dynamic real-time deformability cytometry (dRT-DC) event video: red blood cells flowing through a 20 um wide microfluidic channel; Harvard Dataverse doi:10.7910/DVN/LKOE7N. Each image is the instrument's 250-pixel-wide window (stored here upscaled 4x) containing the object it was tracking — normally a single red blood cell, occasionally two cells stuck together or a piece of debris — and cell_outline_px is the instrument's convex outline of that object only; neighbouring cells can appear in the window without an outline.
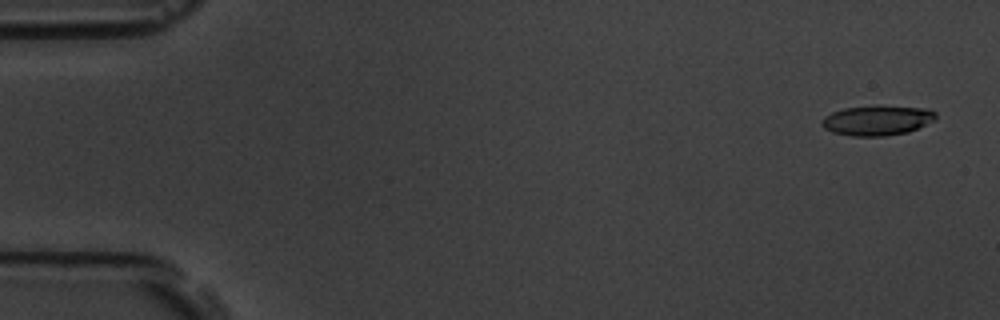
{"species": "common noctule bat (a hibernating species)", "species_latin": "Nyctalus noctula", "temperature_condition": "room temperature", "stored_images_in_passage": 56, "camera_frame_rate_fps": 3000, "um_per_image_px": 0.085, "animal": {"sex": "male", "body_mass_g": 19.5, "forearm_length_mm": 54.6}, "frame": {"image": 1, "passage_image": 3, "time_ms": 0.667, "image_size_px": [1000, 320], "cell_outline_px": [[936, 120], [908, 132], [884, 136], [852, 136], [832, 132], [824, 128], [820, 124], [820, 120], [824, 116], [832, 112], [844, 108], [880, 104], [928, 108], [936, 112]], "centroid_in_image_um": [74.57, 10.2], "position_along_channel_um": 10.4, "area_um2": 20.46}}
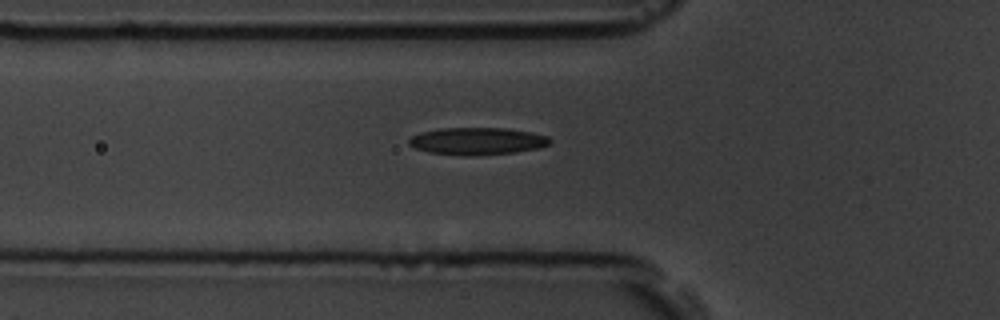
{"frame": {"image": 2, "passage_image": 20, "time_ms": 6.333, "image_size_px": [1000, 320], "cell_outline_px": [[552, 140], [548, 144], [540, 148], [516, 152], [468, 156], [464, 156], [428, 152], [416, 148], [408, 144], [408, 140], [412, 136], [420, 132], [440, 128], [508, 128], [548, 136]], "centroid_in_image_um": [40.55, 11.99], "position_along_channel_um": 85.2, "area_um2": 22.43}}
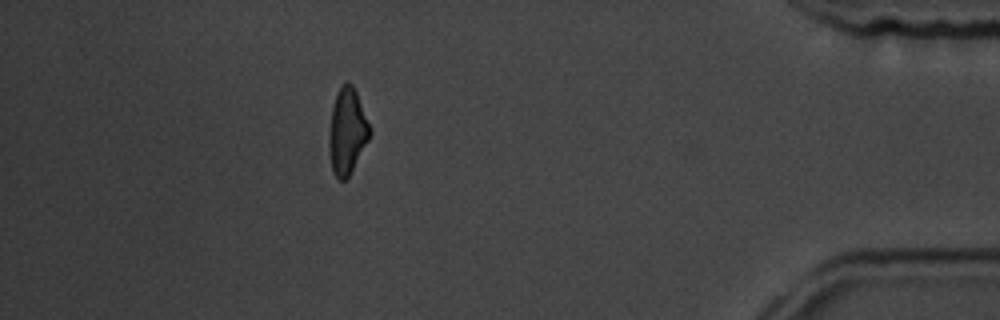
{"frame": {"image": 3, "passage_image": 50, "time_ms": 16.333, "image_size_px": [1000, 320], "cell_outline_px": [[372, 132], [368, 140], [348, 176], [344, 180], [340, 180], [332, 172], [328, 148], [328, 136], [332, 108], [336, 92], [340, 84], [348, 80], [352, 84], [356, 92]], "centroid_in_image_um": [29.48, 11.12], "position_along_channel_um": 405.7, "area_um2": 20.35}, "authors_computed_cell_mechanics": {"area_um2": 20.808, "velocity_mm_per_s": 3.6928, "shape_relaxation_time_tau1_ms": 4.1859, "shape_relaxation_time_tau2_ms": 5.7239, "deformation_change_tau1": 0.1548, "deformation_change_tau2": 0.1739}}